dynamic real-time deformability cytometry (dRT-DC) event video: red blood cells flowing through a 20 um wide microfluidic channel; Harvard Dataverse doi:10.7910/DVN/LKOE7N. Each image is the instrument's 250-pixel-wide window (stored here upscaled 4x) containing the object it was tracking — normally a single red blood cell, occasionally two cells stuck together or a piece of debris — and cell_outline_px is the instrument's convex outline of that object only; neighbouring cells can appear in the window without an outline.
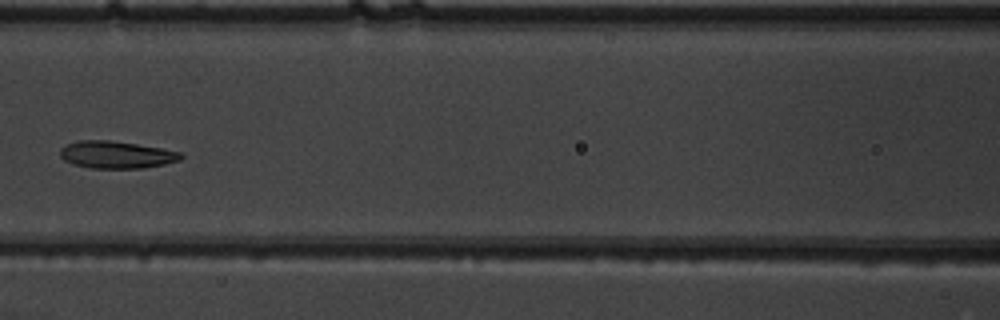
{"species": "common noctule bat (a hibernating species)", "species_latin": "Nyctalus noctula", "temperature_condition": "warm", "stored_images_in_passage": 7, "camera_frame_rate_fps": 3000, "um_per_image_px": 0.085, "animal": {"sex": "male", "body_mass_g": 19.5, "forearm_length_mm": 54.6}, "frame": {"image": 1, "passage_image": 7, "time_ms": 2.0, "image_size_px": [1000, 320], "cell_outline_px": [[184, 156], [180, 160], [164, 164], [144, 168], [92, 168], [76, 164], [64, 160], [60, 156], [60, 148], [76, 140], [108, 140], [136, 144], [160, 148], [180, 152]], "centroid_in_image_um": [9.89, 13.15], "position_along_channel_um": 156.7, "area_um2": 19.02}}